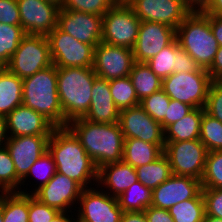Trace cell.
<instances>
[{"label": "cell", "instance_id": "cell-1", "mask_svg": "<svg viewBox=\"0 0 222 222\" xmlns=\"http://www.w3.org/2000/svg\"><path fill=\"white\" fill-rule=\"evenodd\" d=\"M47 150L52 155L56 172L66 175L83 189L98 179V168L80 144L78 138L67 127H55L48 140Z\"/></svg>", "mask_w": 222, "mask_h": 222}, {"label": "cell", "instance_id": "cell-2", "mask_svg": "<svg viewBox=\"0 0 222 222\" xmlns=\"http://www.w3.org/2000/svg\"><path fill=\"white\" fill-rule=\"evenodd\" d=\"M97 168L122 161L124 136L119 122L94 123L76 118L67 123Z\"/></svg>", "mask_w": 222, "mask_h": 222}, {"label": "cell", "instance_id": "cell-3", "mask_svg": "<svg viewBox=\"0 0 222 222\" xmlns=\"http://www.w3.org/2000/svg\"><path fill=\"white\" fill-rule=\"evenodd\" d=\"M96 77L93 68L57 67V89L64 115V127L71 120L81 118L87 113Z\"/></svg>", "mask_w": 222, "mask_h": 222}, {"label": "cell", "instance_id": "cell-4", "mask_svg": "<svg viewBox=\"0 0 222 222\" xmlns=\"http://www.w3.org/2000/svg\"><path fill=\"white\" fill-rule=\"evenodd\" d=\"M22 80V104L42 114L55 127H64L57 89V67L53 64Z\"/></svg>", "mask_w": 222, "mask_h": 222}, {"label": "cell", "instance_id": "cell-5", "mask_svg": "<svg viewBox=\"0 0 222 222\" xmlns=\"http://www.w3.org/2000/svg\"><path fill=\"white\" fill-rule=\"evenodd\" d=\"M176 39L200 68L211 67L219 45L210 28L209 14L191 12L177 27Z\"/></svg>", "mask_w": 222, "mask_h": 222}, {"label": "cell", "instance_id": "cell-6", "mask_svg": "<svg viewBox=\"0 0 222 222\" xmlns=\"http://www.w3.org/2000/svg\"><path fill=\"white\" fill-rule=\"evenodd\" d=\"M212 82L208 71L200 68L197 72L173 73L162 80V90L170 99L193 108H205Z\"/></svg>", "mask_w": 222, "mask_h": 222}, {"label": "cell", "instance_id": "cell-7", "mask_svg": "<svg viewBox=\"0 0 222 222\" xmlns=\"http://www.w3.org/2000/svg\"><path fill=\"white\" fill-rule=\"evenodd\" d=\"M51 65L53 63L47 37L26 34L5 67L23 79Z\"/></svg>", "mask_w": 222, "mask_h": 222}, {"label": "cell", "instance_id": "cell-8", "mask_svg": "<svg viewBox=\"0 0 222 222\" xmlns=\"http://www.w3.org/2000/svg\"><path fill=\"white\" fill-rule=\"evenodd\" d=\"M140 19L128 4H114L102 18V42L132 49L138 38Z\"/></svg>", "mask_w": 222, "mask_h": 222}, {"label": "cell", "instance_id": "cell-9", "mask_svg": "<svg viewBox=\"0 0 222 222\" xmlns=\"http://www.w3.org/2000/svg\"><path fill=\"white\" fill-rule=\"evenodd\" d=\"M164 154L168 158L173 175L201 180L208 150L199 139L165 142Z\"/></svg>", "mask_w": 222, "mask_h": 222}, {"label": "cell", "instance_id": "cell-10", "mask_svg": "<svg viewBox=\"0 0 222 222\" xmlns=\"http://www.w3.org/2000/svg\"><path fill=\"white\" fill-rule=\"evenodd\" d=\"M46 37L49 41L52 63L56 67H93V45L78 41L58 27Z\"/></svg>", "mask_w": 222, "mask_h": 222}, {"label": "cell", "instance_id": "cell-11", "mask_svg": "<svg viewBox=\"0 0 222 222\" xmlns=\"http://www.w3.org/2000/svg\"><path fill=\"white\" fill-rule=\"evenodd\" d=\"M100 191L92 187L82 190L79 197L81 208L77 210L76 222H120L123 210L118 198L110 192Z\"/></svg>", "mask_w": 222, "mask_h": 222}, {"label": "cell", "instance_id": "cell-12", "mask_svg": "<svg viewBox=\"0 0 222 222\" xmlns=\"http://www.w3.org/2000/svg\"><path fill=\"white\" fill-rule=\"evenodd\" d=\"M134 61L132 49L100 42L94 51L93 71L108 81L130 75Z\"/></svg>", "mask_w": 222, "mask_h": 222}, {"label": "cell", "instance_id": "cell-13", "mask_svg": "<svg viewBox=\"0 0 222 222\" xmlns=\"http://www.w3.org/2000/svg\"><path fill=\"white\" fill-rule=\"evenodd\" d=\"M140 21H153L177 30L191 13L183 0H132L128 4Z\"/></svg>", "mask_w": 222, "mask_h": 222}, {"label": "cell", "instance_id": "cell-14", "mask_svg": "<svg viewBox=\"0 0 222 222\" xmlns=\"http://www.w3.org/2000/svg\"><path fill=\"white\" fill-rule=\"evenodd\" d=\"M119 124L125 139L165 144L161 123L155 121L140 105L121 110Z\"/></svg>", "mask_w": 222, "mask_h": 222}, {"label": "cell", "instance_id": "cell-15", "mask_svg": "<svg viewBox=\"0 0 222 222\" xmlns=\"http://www.w3.org/2000/svg\"><path fill=\"white\" fill-rule=\"evenodd\" d=\"M103 16L60 9L57 27L82 43L96 47L102 40Z\"/></svg>", "mask_w": 222, "mask_h": 222}, {"label": "cell", "instance_id": "cell-16", "mask_svg": "<svg viewBox=\"0 0 222 222\" xmlns=\"http://www.w3.org/2000/svg\"><path fill=\"white\" fill-rule=\"evenodd\" d=\"M176 39V30L167 25L141 21L138 38L132 48L135 62H147Z\"/></svg>", "mask_w": 222, "mask_h": 222}, {"label": "cell", "instance_id": "cell-17", "mask_svg": "<svg viewBox=\"0 0 222 222\" xmlns=\"http://www.w3.org/2000/svg\"><path fill=\"white\" fill-rule=\"evenodd\" d=\"M17 4L26 34L47 36L57 27L60 8L56 5L45 0H17Z\"/></svg>", "mask_w": 222, "mask_h": 222}, {"label": "cell", "instance_id": "cell-18", "mask_svg": "<svg viewBox=\"0 0 222 222\" xmlns=\"http://www.w3.org/2000/svg\"><path fill=\"white\" fill-rule=\"evenodd\" d=\"M50 136L8 137L5 144L14 162L16 175L24 183L30 167L47 151Z\"/></svg>", "mask_w": 222, "mask_h": 222}, {"label": "cell", "instance_id": "cell-19", "mask_svg": "<svg viewBox=\"0 0 222 222\" xmlns=\"http://www.w3.org/2000/svg\"><path fill=\"white\" fill-rule=\"evenodd\" d=\"M202 191L201 180L172 175L152 190L151 206L169 210L175 204L195 198Z\"/></svg>", "mask_w": 222, "mask_h": 222}, {"label": "cell", "instance_id": "cell-20", "mask_svg": "<svg viewBox=\"0 0 222 222\" xmlns=\"http://www.w3.org/2000/svg\"><path fill=\"white\" fill-rule=\"evenodd\" d=\"M83 188L74 180L58 172L33 196L41 203L56 208L60 212H71L68 209L79 201ZM67 209V210H66Z\"/></svg>", "mask_w": 222, "mask_h": 222}, {"label": "cell", "instance_id": "cell-21", "mask_svg": "<svg viewBox=\"0 0 222 222\" xmlns=\"http://www.w3.org/2000/svg\"><path fill=\"white\" fill-rule=\"evenodd\" d=\"M5 119L8 137L51 136L55 128L42 114L23 104L17 106Z\"/></svg>", "mask_w": 222, "mask_h": 222}, {"label": "cell", "instance_id": "cell-22", "mask_svg": "<svg viewBox=\"0 0 222 222\" xmlns=\"http://www.w3.org/2000/svg\"><path fill=\"white\" fill-rule=\"evenodd\" d=\"M119 115L120 110L112 99L109 81L96 77L90 107L82 118L94 123H117Z\"/></svg>", "mask_w": 222, "mask_h": 222}, {"label": "cell", "instance_id": "cell-23", "mask_svg": "<svg viewBox=\"0 0 222 222\" xmlns=\"http://www.w3.org/2000/svg\"><path fill=\"white\" fill-rule=\"evenodd\" d=\"M137 173L134 167L123 161L108 163L98 168L97 182L112 190L113 197H119L132 184L137 182Z\"/></svg>", "mask_w": 222, "mask_h": 222}, {"label": "cell", "instance_id": "cell-24", "mask_svg": "<svg viewBox=\"0 0 222 222\" xmlns=\"http://www.w3.org/2000/svg\"><path fill=\"white\" fill-rule=\"evenodd\" d=\"M165 144H153L139 139L124 140L122 161L132 167L147 165L164 153Z\"/></svg>", "mask_w": 222, "mask_h": 222}, {"label": "cell", "instance_id": "cell-25", "mask_svg": "<svg viewBox=\"0 0 222 222\" xmlns=\"http://www.w3.org/2000/svg\"><path fill=\"white\" fill-rule=\"evenodd\" d=\"M23 80L6 67L0 71V116L6 117L22 105Z\"/></svg>", "mask_w": 222, "mask_h": 222}, {"label": "cell", "instance_id": "cell-26", "mask_svg": "<svg viewBox=\"0 0 222 222\" xmlns=\"http://www.w3.org/2000/svg\"><path fill=\"white\" fill-rule=\"evenodd\" d=\"M204 108H194L181 120L169 125L164 130L165 142H180L199 139Z\"/></svg>", "mask_w": 222, "mask_h": 222}, {"label": "cell", "instance_id": "cell-27", "mask_svg": "<svg viewBox=\"0 0 222 222\" xmlns=\"http://www.w3.org/2000/svg\"><path fill=\"white\" fill-rule=\"evenodd\" d=\"M129 77L139 101L162 89V79L145 62H135Z\"/></svg>", "mask_w": 222, "mask_h": 222}, {"label": "cell", "instance_id": "cell-28", "mask_svg": "<svg viewBox=\"0 0 222 222\" xmlns=\"http://www.w3.org/2000/svg\"><path fill=\"white\" fill-rule=\"evenodd\" d=\"M135 170L138 181L151 190L157 188L173 175L168 158L164 153L153 162L139 166Z\"/></svg>", "mask_w": 222, "mask_h": 222}, {"label": "cell", "instance_id": "cell-29", "mask_svg": "<svg viewBox=\"0 0 222 222\" xmlns=\"http://www.w3.org/2000/svg\"><path fill=\"white\" fill-rule=\"evenodd\" d=\"M29 194L24 191L2 193L4 222H29Z\"/></svg>", "mask_w": 222, "mask_h": 222}, {"label": "cell", "instance_id": "cell-30", "mask_svg": "<svg viewBox=\"0 0 222 222\" xmlns=\"http://www.w3.org/2000/svg\"><path fill=\"white\" fill-rule=\"evenodd\" d=\"M152 190L139 181L132 184L118 197V203L123 212L144 211L151 206Z\"/></svg>", "mask_w": 222, "mask_h": 222}, {"label": "cell", "instance_id": "cell-31", "mask_svg": "<svg viewBox=\"0 0 222 222\" xmlns=\"http://www.w3.org/2000/svg\"><path fill=\"white\" fill-rule=\"evenodd\" d=\"M174 222H203L205 203L202 191L193 199L175 204L169 209Z\"/></svg>", "mask_w": 222, "mask_h": 222}, {"label": "cell", "instance_id": "cell-32", "mask_svg": "<svg viewBox=\"0 0 222 222\" xmlns=\"http://www.w3.org/2000/svg\"><path fill=\"white\" fill-rule=\"evenodd\" d=\"M109 86L112 99L120 111L140 105L129 76L110 80Z\"/></svg>", "mask_w": 222, "mask_h": 222}, {"label": "cell", "instance_id": "cell-33", "mask_svg": "<svg viewBox=\"0 0 222 222\" xmlns=\"http://www.w3.org/2000/svg\"><path fill=\"white\" fill-rule=\"evenodd\" d=\"M26 35L22 26L7 25L0 22V63L4 66L10 61L19 46L22 38Z\"/></svg>", "mask_w": 222, "mask_h": 222}, {"label": "cell", "instance_id": "cell-34", "mask_svg": "<svg viewBox=\"0 0 222 222\" xmlns=\"http://www.w3.org/2000/svg\"><path fill=\"white\" fill-rule=\"evenodd\" d=\"M146 63L162 80L177 73L176 39Z\"/></svg>", "mask_w": 222, "mask_h": 222}, {"label": "cell", "instance_id": "cell-35", "mask_svg": "<svg viewBox=\"0 0 222 222\" xmlns=\"http://www.w3.org/2000/svg\"><path fill=\"white\" fill-rule=\"evenodd\" d=\"M199 140L205 145L208 152L222 151V122L204 112Z\"/></svg>", "mask_w": 222, "mask_h": 222}, {"label": "cell", "instance_id": "cell-36", "mask_svg": "<svg viewBox=\"0 0 222 222\" xmlns=\"http://www.w3.org/2000/svg\"><path fill=\"white\" fill-rule=\"evenodd\" d=\"M21 180L16 175L14 162L6 146L0 147V189L3 193L17 192ZM17 188V189H16Z\"/></svg>", "mask_w": 222, "mask_h": 222}, {"label": "cell", "instance_id": "cell-37", "mask_svg": "<svg viewBox=\"0 0 222 222\" xmlns=\"http://www.w3.org/2000/svg\"><path fill=\"white\" fill-rule=\"evenodd\" d=\"M202 188L222 189V151H210L201 178Z\"/></svg>", "mask_w": 222, "mask_h": 222}, {"label": "cell", "instance_id": "cell-38", "mask_svg": "<svg viewBox=\"0 0 222 222\" xmlns=\"http://www.w3.org/2000/svg\"><path fill=\"white\" fill-rule=\"evenodd\" d=\"M170 98L161 89L140 101V106L159 123L167 116Z\"/></svg>", "mask_w": 222, "mask_h": 222}, {"label": "cell", "instance_id": "cell-39", "mask_svg": "<svg viewBox=\"0 0 222 222\" xmlns=\"http://www.w3.org/2000/svg\"><path fill=\"white\" fill-rule=\"evenodd\" d=\"M56 173V165L52 155L47 150L31 167L26 177L36 176L41 183L31 193L33 195L40 187L46 185Z\"/></svg>", "mask_w": 222, "mask_h": 222}, {"label": "cell", "instance_id": "cell-40", "mask_svg": "<svg viewBox=\"0 0 222 222\" xmlns=\"http://www.w3.org/2000/svg\"><path fill=\"white\" fill-rule=\"evenodd\" d=\"M112 6L109 0H64L62 9L103 16Z\"/></svg>", "mask_w": 222, "mask_h": 222}, {"label": "cell", "instance_id": "cell-41", "mask_svg": "<svg viewBox=\"0 0 222 222\" xmlns=\"http://www.w3.org/2000/svg\"><path fill=\"white\" fill-rule=\"evenodd\" d=\"M59 212L29 194V222H51Z\"/></svg>", "mask_w": 222, "mask_h": 222}, {"label": "cell", "instance_id": "cell-42", "mask_svg": "<svg viewBox=\"0 0 222 222\" xmlns=\"http://www.w3.org/2000/svg\"><path fill=\"white\" fill-rule=\"evenodd\" d=\"M204 109L211 117L222 122V84L219 81L211 83Z\"/></svg>", "mask_w": 222, "mask_h": 222}, {"label": "cell", "instance_id": "cell-43", "mask_svg": "<svg viewBox=\"0 0 222 222\" xmlns=\"http://www.w3.org/2000/svg\"><path fill=\"white\" fill-rule=\"evenodd\" d=\"M205 215L222 219V189L202 188Z\"/></svg>", "mask_w": 222, "mask_h": 222}, {"label": "cell", "instance_id": "cell-44", "mask_svg": "<svg viewBox=\"0 0 222 222\" xmlns=\"http://www.w3.org/2000/svg\"><path fill=\"white\" fill-rule=\"evenodd\" d=\"M194 108L186 103L170 99L169 107L167 108V116L160 122L163 130L169 125L181 120L188 115Z\"/></svg>", "mask_w": 222, "mask_h": 222}, {"label": "cell", "instance_id": "cell-45", "mask_svg": "<svg viewBox=\"0 0 222 222\" xmlns=\"http://www.w3.org/2000/svg\"><path fill=\"white\" fill-rule=\"evenodd\" d=\"M0 22L21 26V17L17 0H0Z\"/></svg>", "mask_w": 222, "mask_h": 222}, {"label": "cell", "instance_id": "cell-46", "mask_svg": "<svg viewBox=\"0 0 222 222\" xmlns=\"http://www.w3.org/2000/svg\"><path fill=\"white\" fill-rule=\"evenodd\" d=\"M176 58H177V73L180 72H197L200 67L195 60L180 47L176 39Z\"/></svg>", "mask_w": 222, "mask_h": 222}, {"label": "cell", "instance_id": "cell-47", "mask_svg": "<svg viewBox=\"0 0 222 222\" xmlns=\"http://www.w3.org/2000/svg\"><path fill=\"white\" fill-rule=\"evenodd\" d=\"M144 214L148 222H174L167 209H159L149 206L144 210Z\"/></svg>", "mask_w": 222, "mask_h": 222}, {"label": "cell", "instance_id": "cell-48", "mask_svg": "<svg viewBox=\"0 0 222 222\" xmlns=\"http://www.w3.org/2000/svg\"><path fill=\"white\" fill-rule=\"evenodd\" d=\"M213 81L222 77V46H219L211 67L207 70Z\"/></svg>", "mask_w": 222, "mask_h": 222}, {"label": "cell", "instance_id": "cell-49", "mask_svg": "<svg viewBox=\"0 0 222 222\" xmlns=\"http://www.w3.org/2000/svg\"><path fill=\"white\" fill-rule=\"evenodd\" d=\"M209 23L218 45L222 46V16L209 14Z\"/></svg>", "mask_w": 222, "mask_h": 222}, {"label": "cell", "instance_id": "cell-50", "mask_svg": "<svg viewBox=\"0 0 222 222\" xmlns=\"http://www.w3.org/2000/svg\"><path fill=\"white\" fill-rule=\"evenodd\" d=\"M120 222H148L144 211H126L122 213Z\"/></svg>", "mask_w": 222, "mask_h": 222}, {"label": "cell", "instance_id": "cell-51", "mask_svg": "<svg viewBox=\"0 0 222 222\" xmlns=\"http://www.w3.org/2000/svg\"><path fill=\"white\" fill-rule=\"evenodd\" d=\"M212 0H183V3L191 12H203Z\"/></svg>", "mask_w": 222, "mask_h": 222}, {"label": "cell", "instance_id": "cell-52", "mask_svg": "<svg viewBox=\"0 0 222 222\" xmlns=\"http://www.w3.org/2000/svg\"><path fill=\"white\" fill-rule=\"evenodd\" d=\"M203 12L222 16V0H212L210 5Z\"/></svg>", "mask_w": 222, "mask_h": 222}, {"label": "cell", "instance_id": "cell-53", "mask_svg": "<svg viewBox=\"0 0 222 222\" xmlns=\"http://www.w3.org/2000/svg\"><path fill=\"white\" fill-rule=\"evenodd\" d=\"M7 140H8V134L6 127V119L5 117L0 116V147L5 146Z\"/></svg>", "mask_w": 222, "mask_h": 222}, {"label": "cell", "instance_id": "cell-54", "mask_svg": "<svg viewBox=\"0 0 222 222\" xmlns=\"http://www.w3.org/2000/svg\"><path fill=\"white\" fill-rule=\"evenodd\" d=\"M66 213L68 212H59L51 222H75L76 221L75 219L72 220V217H69V215L67 217Z\"/></svg>", "mask_w": 222, "mask_h": 222}, {"label": "cell", "instance_id": "cell-55", "mask_svg": "<svg viewBox=\"0 0 222 222\" xmlns=\"http://www.w3.org/2000/svg\"><path fill=\"white\" fill-rule=\"evenodd\" d=\"M203 222H222V219L210 215H205Z\"/></svg>", "mask_w": 222, "mask_h": 222}, {"label": "cell", "instance_id": "cell-56", "mask_svg": "<svg viewBox=\"0 0 222 222\" xmlns=\"http://www.w3.org/2000/svg\"><path fill=\"white\" fill-rule=\"evenodd\" d=\"M46 2L52 3L62 9V5L64 3V0H45Z\"/></svg>", "mask_w": 222, "mask_h": 222}, {"label": "cell", "instance_id": "cell-57", "mask_svg": "<svg viewBox=\"0 0 222 222\" xmlns=\"http://www.w3.org/2000/svg\"><path fill=\"white\" fill-rule=\"evenodd\" d=\"M113 5L114 4H126V0H109Z\"/></svg>", "mask_w": 222, "mask_h": 222}, {"label": "cell", "instance_id": "cell-58", "mask_svg": "<svg viewBox=\"0 0 222 222\" xmlns=\"http://www.w3.org/2000/svg\"><path fill=\"white\" fill-rule=\"evenodd\" d=\"M0 222H4L2 213V195L0 196Z\"/></svg>", "mask_w": 222, "mask_h": 222}, {"label": "cell", "instance_id": "cell-59", "mask_svg": "<svg viewBox=\"0 0 222 222\" xmlns=\"http://www.w3.org/2000/svg\"><path fill=\"white\" fill-rule=\"evenodd\" d=\"M5 66L0 63V71L4 68Z\"/></svg>", "mask_w": 222, "mask_h": 222}, {"label": "cell", "instance_id": "cell-60", "mask_svg": "<svg viewBox=\"0 0 222 222\" xmlns=\"http://www.w3.org/2000/svg\"><path fill=\"white\" fill-rule=\"evenodd\" d=\"M132 0H126V4H129Z\"/></svg>", "mask_w": 222, "mask_h": 222}, {"label": "cell", "instance_id": "cell-61", "mask_svg": "<svg viewBox=\"0 0 222 222\" xmlns=\"http://www.w3.org/2000/svg\"><path fill=\"white\" fill-rule=\"evenodd\" d=\"M218 81L222 84V77Z\"/></svg>", "mask_w": 222, "mask_h": 222}]
</instances>
